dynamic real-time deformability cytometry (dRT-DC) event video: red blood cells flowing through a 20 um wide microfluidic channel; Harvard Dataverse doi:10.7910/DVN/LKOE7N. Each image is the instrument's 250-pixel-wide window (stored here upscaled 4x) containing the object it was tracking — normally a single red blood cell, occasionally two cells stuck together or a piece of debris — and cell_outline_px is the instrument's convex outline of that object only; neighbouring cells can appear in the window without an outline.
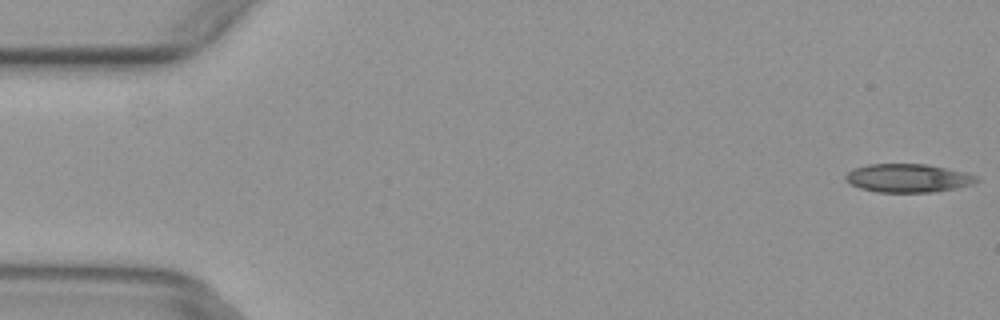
{"species": "common noctule bat (a hibernating species)", "species_latin": "Nyctalus noctula", "temperature_condition": "warm", "stored_images_in_passage": 4, "camera_frame_rate_fps": 3000, "um_per_image_px": 0.085, "animal": {"sex": "female", "body_mass_g": 29.2, "forearm_length_mm": 56.3}, "frame": {"image": 1, "passage_image": 1, "time_ms": 0.0, "image_size_px": [1000, 320], "cell_outline_px": [[980, 180], [972, 184], [956, 188], [932, 192], [876, 192], [860, 188], [852, 184], [844, 176], [852, 168], [868, 164], [928, 164], [968, 172], [976, 176]], "centroid_in_image_um": [77.21, 15.13], "position_along_channel_um": 7.8, "area_um2": 21.79}}